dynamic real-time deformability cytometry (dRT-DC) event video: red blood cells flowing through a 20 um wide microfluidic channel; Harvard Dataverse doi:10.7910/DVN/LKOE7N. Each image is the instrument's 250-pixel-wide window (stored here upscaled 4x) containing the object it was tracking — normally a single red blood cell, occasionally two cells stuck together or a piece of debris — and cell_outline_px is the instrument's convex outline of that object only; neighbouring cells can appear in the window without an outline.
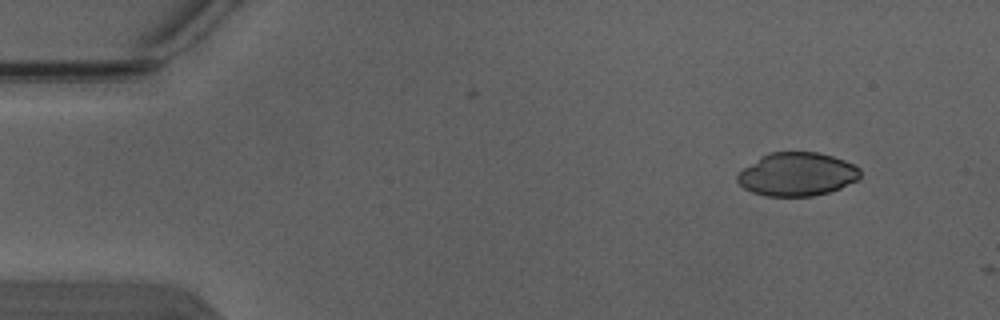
{"species": "Egyptian fruit bat (a non-hibernating species)", "species_latin": "Rousettus aegyptiacus", "temperature_condition": "warm", "stored_images_in_passage": 2, "camera_frame_rate_fps": 3000, "um_per_image_px": 0.085, "animal": {"sex": "male"}, "frame": {"image": 1, "passage_image": 1, "time_ms": 0.0, "image_size_px": [1000, 320], "cell_outline_px": [[860, 176], [856, 180], [840, 188], [828, 192], [812, 196], [764, 196], [752, 192], [744, 188], [736, 180], [736, 176], [744, 168], [760, 156], [768, 152], [816, 152], [832, 156], [844, 160], [860, 168]], "centroid_in_image_um": [67.72, 14.81], "position_along_channel_um": 17.3, "area_um2": 30.98}}